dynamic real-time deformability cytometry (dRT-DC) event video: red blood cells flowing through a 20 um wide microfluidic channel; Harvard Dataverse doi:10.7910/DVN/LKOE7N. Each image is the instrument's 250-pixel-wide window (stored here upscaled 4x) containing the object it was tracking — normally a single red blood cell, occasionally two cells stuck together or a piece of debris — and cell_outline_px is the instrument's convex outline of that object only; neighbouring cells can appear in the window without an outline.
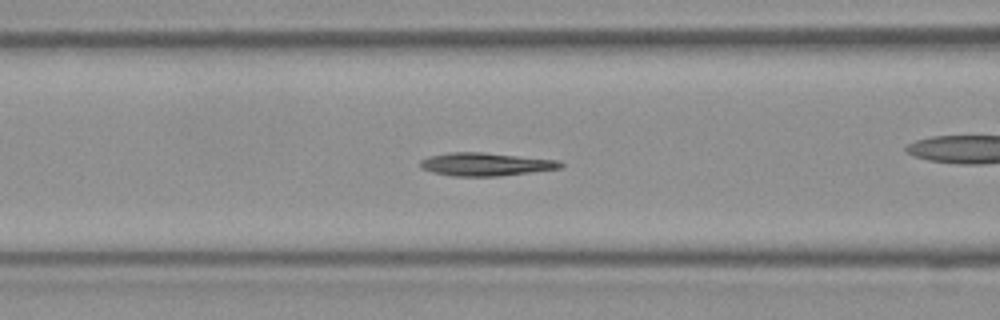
{"species": "Egyptian fruit bat (a non-hibernating species)", "species_latin": "Rousettus aegyptiacus", "temperature_condition": "room temperature", "stored_images_in_passage": 49, "camera_frame_rate_fps": 3000, "um_per_image_px": 0.085, "frame": {"image": 1, "passage_image": 20, "time_ms": 6.333, "image_size_px": [1000, 320], "cell_outline_px": [[564, 164], [560, 168], [500, 176], [452, 176], [432, 172], [420, 168], [420, 160], [428, 156], [448, 152], [484, 152], [560, 160]], "centroid_in_image_um": [41.25, 13.95], "position_along_channel_um": 125.3, "area_um2": 19.02}}
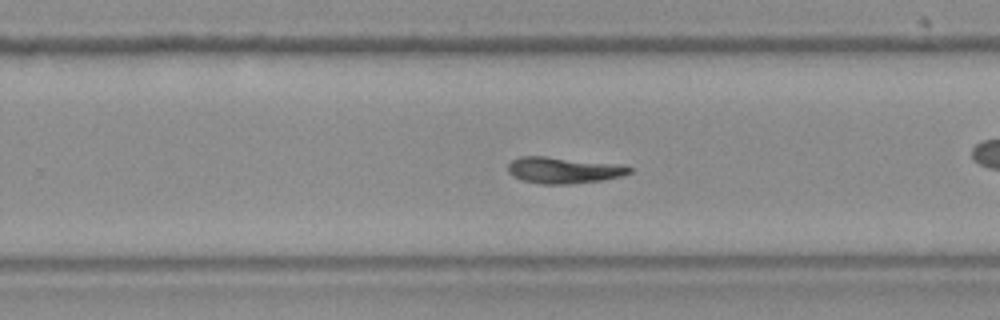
{"frame": {"image": 2, "passage_image": 31, "time_ms": 10.0, "image_size_px": [1000, 320], "cell_outline_px": [[632, 172], [624, 176], [604, 180], [568, 184], [540, 184], [524, 180], [512, 176], [508, 172], [508, 164], [512, 160], [520, 156], [544, 156], [616, 164], [632, 168]], "centroid_in_image_um": [47.89, 14.47], "position_along_channel_um": 281.9, "area_um2": 18.55}}
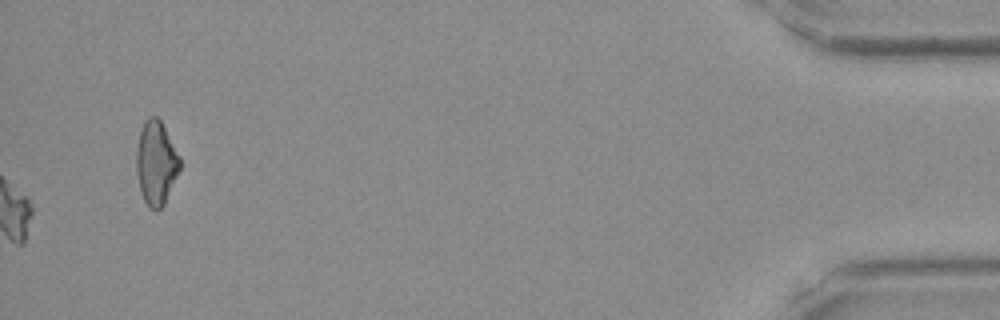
{"frame": {"image": 3, "passage_image": 49, "time_ms": 16.0, "image_size_px": [1000, 320], "cell_outline_px": [[180, 168], [164, 204], [160, 208], [152, 208], [144, 200], [140, 192], [136, 172], [136, 148], [140, 132], [144, 120], [148, 116], [156, 116], [160, 120], [180, 156]], "centroid_in_image_um": [13.25, 13.81], "position_along_channel_um": 422.0, "area_um2": 21.04}}